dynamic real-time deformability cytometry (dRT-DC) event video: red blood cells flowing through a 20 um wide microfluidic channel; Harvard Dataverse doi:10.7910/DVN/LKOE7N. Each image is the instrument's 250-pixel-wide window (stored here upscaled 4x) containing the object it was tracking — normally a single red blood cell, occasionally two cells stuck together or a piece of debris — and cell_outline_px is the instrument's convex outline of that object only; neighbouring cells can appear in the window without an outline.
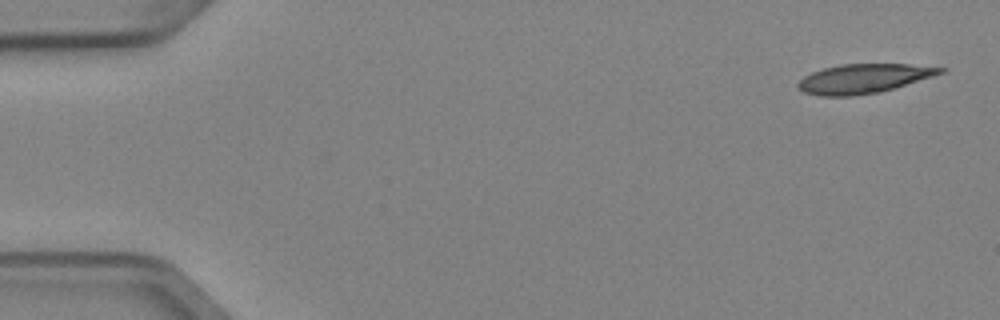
{"species": "Egyptian fruit bat (a non-hibernating species)", "species_latin": "Rousettus aegyptiacus", "temperature_condition": "cold", "stored_images_in_passage": 4, "camera_frame_rate_fps": 3000, "um_per_image_px": 0.085, "animal": {"sex": "female"}, "frame": {"image": 1, "passage_image": 1, "time_ms": 0.0, "image_size_px": [1000, 320], "cell_outline_px": [[948, 68], [944, 72], [932, 76], [880, 92], [852, 96], [820, 96], [804, 92], [796, 84], [804, 76], [812, 72], [824, 68], [840, 64], [908, 64]], "centroid_in_image_um": [73.39, 6.67], "position_along_channel_um": 11.6, "area_um2": 24.04}}
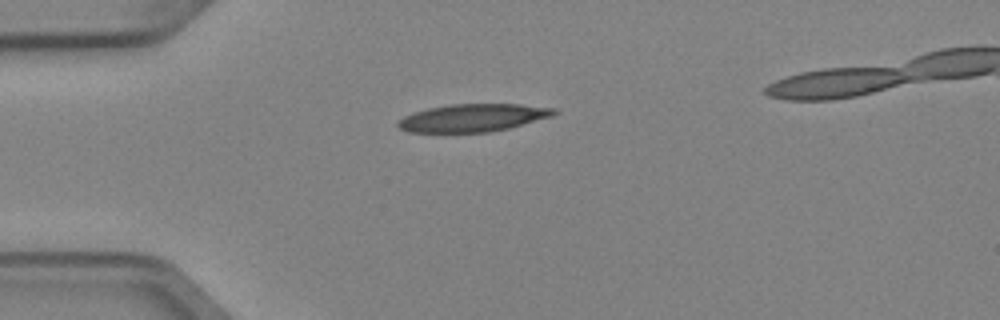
{"frame": {"image": 2, "passage_image": 4, "time_ms": 1.0, "image_size_px": [1000, 320], "cell_outline_px": [[560, 112], [552, 116], [508, 128], [488, 132], [408, 132], [400, 128], [396, 124], [404, 116], [412, 112], [428, 108], [452, 104], [520, 104], [556, 108]], "centroid_in_image_um": [40.21, 10.0], "position_along_channel_um": 44.8, "area_um2": 25.14}}